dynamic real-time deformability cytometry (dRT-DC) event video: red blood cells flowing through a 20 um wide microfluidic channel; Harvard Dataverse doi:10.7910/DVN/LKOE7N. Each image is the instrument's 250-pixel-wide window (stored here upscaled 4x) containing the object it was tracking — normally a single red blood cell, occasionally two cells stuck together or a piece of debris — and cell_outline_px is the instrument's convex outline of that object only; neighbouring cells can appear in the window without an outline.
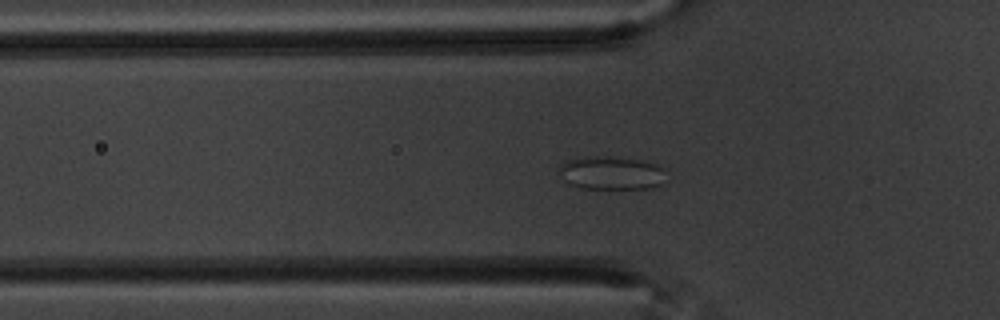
{"species": "common noctule bat (a hibernating species)", "species_latin": "Nyctalus noctula", "temperature_condition": "warm", "stored_images_in_passage": 46, "camera_frame_rate_fps": 3000, "um_per_image_px": 0.085, "animal": {"sex": "male", "body_mass_g": 20.1, "forearm_length_mm": 53.5}, "frame": {"image": 1, "passage_image": 6, "time_ms": 1.667, "image_size_px": [1000, 320], "cell_outline_px": [[664, 184], [652, 188], [580, 188], [568, 184], [564, 180], [560, 172], [560, 164], [568, 160], [588, 156], [612, 156], [640, 160], [656, 164], [660, 168]], "centroid_in_image_um": [51.92, 14.7], "position_along_channel_um": 73.9, "area_um2": 20.58}}
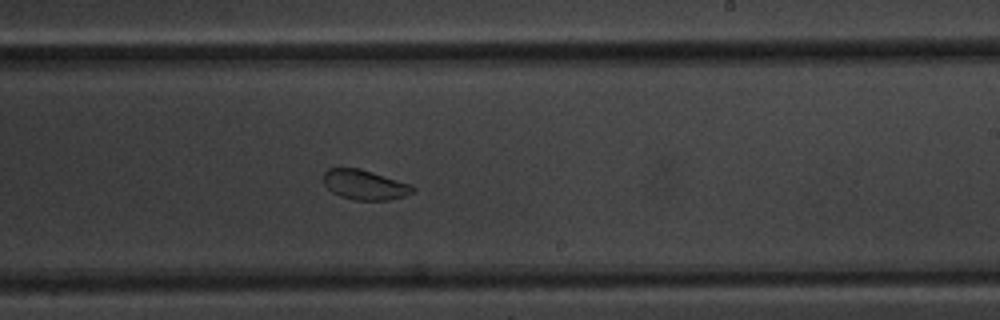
{"frame": {"image": 2, "passage_image": 22, "time_ms": 7.0, "image_size_px": [1000, 320], "cell_outline_px": [[416, 192], [404, 196], [388, 200], [352, 200], [340, 196], [332, 192], [324, 184], [324, 172], [328, 168], [360, 168], [412, 184], [416, 188]], "centroid_in_image_um": [31.04, 15.71], "position_along_channel_um": 258.0, "area_um2": 15.72}}
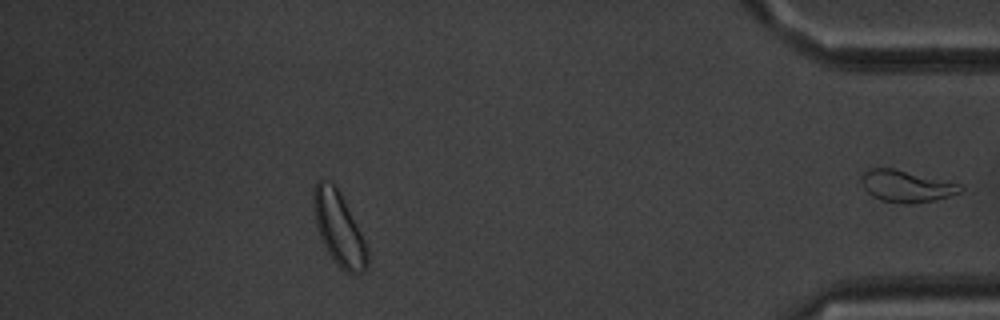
{"frame": {"image": 3, "passage_image": 39, "time_ms": 12.667, "image_size_px": [1000, 320], "cell_outline_px": [[368, 268], [364, 272], [344, 272], [336, 264], [328, 252], [320, 236], [316, 224], [312, 204], [312, 192], [316, 180], [324, 180], [332, 184], [340, 192], [368, 248]], "centroid_in_image_um": [28.79, 19.44], "position_along_channel_um": 406.4, "area_um2": 22.77}, "authors_computed_cell_mechanics": {"area_um2": 18.1203, "velocity_mm_per_s": 3.4446, "shape_relaxation_time_tau1_ms": null, "shape_relaxation_time_tau2_ms": 2.0145, "deformation_change_tau1": null, "deformation_change_tau2": 0.0622}}